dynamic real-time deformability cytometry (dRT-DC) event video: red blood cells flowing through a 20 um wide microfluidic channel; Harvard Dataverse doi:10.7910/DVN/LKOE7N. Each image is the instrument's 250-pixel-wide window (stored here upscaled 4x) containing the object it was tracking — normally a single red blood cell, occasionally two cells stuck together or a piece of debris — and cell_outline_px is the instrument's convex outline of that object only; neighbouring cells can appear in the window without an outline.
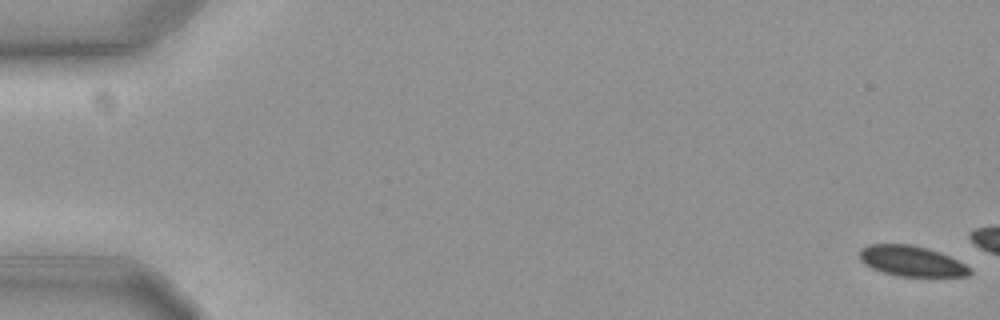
{"species": "common noctule bat (a hibernating species)", "species_latin": "Nyctalus noctula", "temperature_condition": "cold", "stored_images_in_passage": 8, "camera_frame_rate_fps": 3000, "um_per_image_px": 0.085, "animal": {"sex": "female", "body_mass_g": 19.3, "forearm_length_mm": 54.1}, "frame": {"image": 1, "passage_image": 1, "time_ms": 0.0, "image_size_px": [1000, 320], "cell_outline_px": [[972, 272], [968, 276], [900, 276], [884, 272], [872, 268], [864, 264], [860, 260], [860, 248], [872, 244], [908, 244], [928, 248], [940, 252], [964, 264]], "centroid_in_image_um": [77.45, 22.18], "position_along_channel_um": 7.6, "area_um2": 19.31}}